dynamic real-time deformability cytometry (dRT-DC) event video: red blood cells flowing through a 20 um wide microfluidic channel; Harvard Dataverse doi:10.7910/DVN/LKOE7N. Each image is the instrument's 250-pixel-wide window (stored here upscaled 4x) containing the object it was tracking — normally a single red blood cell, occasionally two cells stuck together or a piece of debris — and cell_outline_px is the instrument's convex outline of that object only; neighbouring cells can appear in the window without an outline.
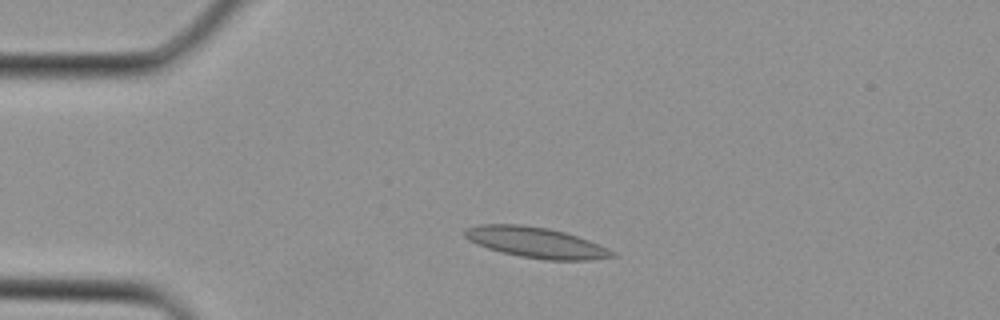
{"species": "Egyptian fruit bat (a non-hibernating species)", "species_latin": "Rousettus aegyptiacus", "temperature_condition": "cold", "stored_images_in_passage": 32, "camera_frame_rate_fps": 3000, "um_per_image_px": 0.085, "animal": {"sex": "female"}, "frame": {"image": 1, "passage_image": 5, "time_ms": 1.333, "image_size_px": [1000, 320], "cell_outline_px": [[616, 256], [592, 260], [544, 260], [520, 256], [488, 248], [476, 244], [468, 240], [464, 236], [464, 228], [480, 224], [520, 224], [548, 228], [564, 232], [588, 240], [608, 248], [616, 252]], "centroid_in_image_um": [45.55, 20.61], "position_along_channel_um": 39.5, "area_um2": 26.3}}
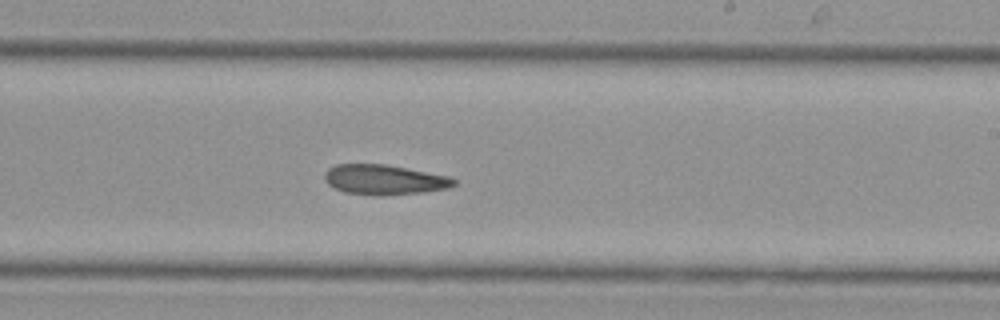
{"frame": {"image": 2, "passage_image": 18, "time_ms": 5.667, "image_size_px": [1000, 320], "cell_outline_px": [[456, 184], [448, 188], [424, 192], [380, 196], [344, 192], [332, 188], [324, 180], [324, 172], [328, 168], [336, 164], [384, 164], [448, 176], [456, 180]], "centroid_in_image_um": [32.61, 15.28], "position_along_channel_um": 256.4, "area_um2": 22.66}}
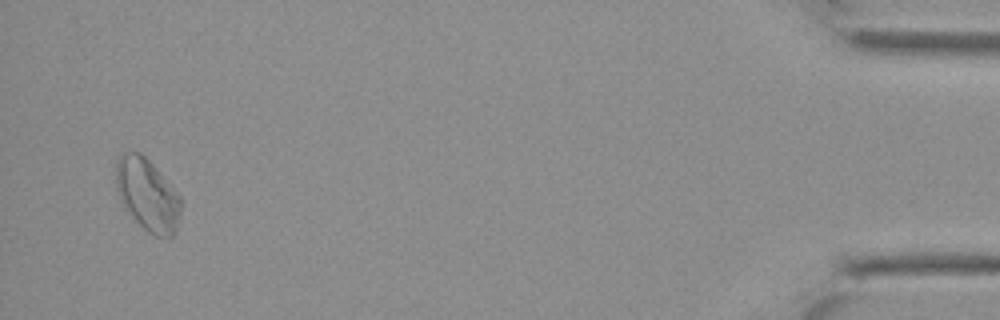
{"frame": {"image": 3, "passage_image": 31, "time_ms": 10.0, "image_size_px": [1000, 320], "cell_outline_px": [[180, 216], [176, 232], [172, 236], [156, 236], [148, 232], [136, 220], [124, 204], [116, 188], [116, 160], [120, 156], [128, 152], [140, 152], [152, 164], [180, 196]], "centroid_in_image_um": [12.55, 16.55], "position_along_channel_um": 422.7, "area_um2": 26.59}}